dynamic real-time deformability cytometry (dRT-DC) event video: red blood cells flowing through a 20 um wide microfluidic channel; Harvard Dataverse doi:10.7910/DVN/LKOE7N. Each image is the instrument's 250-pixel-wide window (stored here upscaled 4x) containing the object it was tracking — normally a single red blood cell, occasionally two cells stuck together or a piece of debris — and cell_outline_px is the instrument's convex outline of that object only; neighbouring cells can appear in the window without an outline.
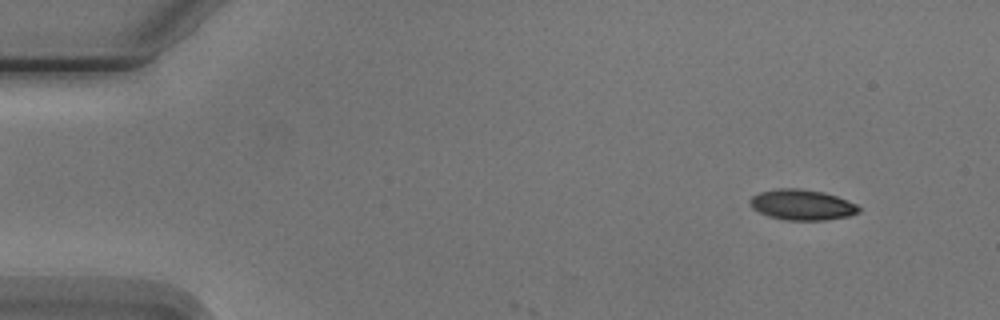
{"species": "Egyptian fruit bat (a non-hibernating species)", "species_latin": "Rousettus aegyptiacus", "temperature_condition": "cold", "stored_images_in_passage": 3, "camera_frame_rate_fps": 3000, "um_per_image_px": 0.085, "animal": {"sex": "male"}, "frame": {"image": 1, "passage_image": 1, "time_ms": 0.0, "image_size_px": [1000, 320], "cell_outline_px": [[860, 212], [848, 216], [824, 220], [784, 220], [768, 216], [752, 208], [752, 196], [760, 192], [780, 188], [796, 188], [824, 192], [836, 196], [856, 204], [860, 208]], "centroid_in_image_um": [68.19, 17.41], "position_along_channel_um": 16.8, "area_um2": 19.13}}
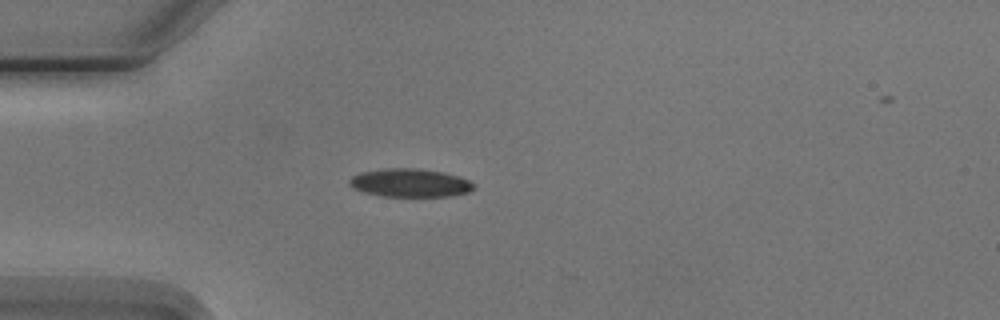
{"frame": {"image": 2, "passage_image": 3, "time_ms": 3.333, "image_size_px": [1000, 320], "cell_outline_px": [[476, 188], [468, 192], [448, 196], [380, 196], [364, 192], [352, 188], [348, 184], [348, 180], [352, 176], [360, 172], [384, 168], [416, 168], [444, 172], [468, 180], [476, 184]], "centroid_in_image_um": [34.82, 15.54], "position_along_channel_um": 50.2, "area_um2": 20.63}}